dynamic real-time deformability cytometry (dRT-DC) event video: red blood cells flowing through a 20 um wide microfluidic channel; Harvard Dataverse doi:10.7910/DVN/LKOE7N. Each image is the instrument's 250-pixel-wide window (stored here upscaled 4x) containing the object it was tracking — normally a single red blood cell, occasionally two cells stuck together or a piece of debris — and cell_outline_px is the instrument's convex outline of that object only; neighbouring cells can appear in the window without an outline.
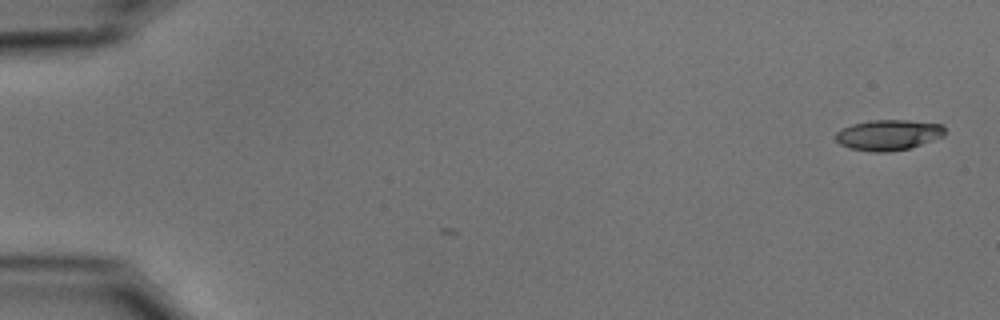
{"species": "common noctule bat (a hibernating species)", "species_latin": "Nyctalus noctula", "temperature_condition": "cold", "stored_images_in_passage": 2, "camera_frame_rate_fps": 3000, "um_per_image_px": 0.085, "animal": {"sex": "male", "body_mass_g": 15.6}, "frame": {"image": 1, "passage_image": 2, "time_ms": 0.333, "image_size_px": [1000, 320], "cell_outline_px": [[944, 136], [908, 148], [888, 152], [872, 152], [848, 148], [840, 144], [836, 140], [836, 132], [852, 124], [872, 120], [908, 120], [944, 124]], "centroid_in_image_um": [75.51, 11.47], "position_along_channel_um": 9.5, "area_um2": 19.36}}